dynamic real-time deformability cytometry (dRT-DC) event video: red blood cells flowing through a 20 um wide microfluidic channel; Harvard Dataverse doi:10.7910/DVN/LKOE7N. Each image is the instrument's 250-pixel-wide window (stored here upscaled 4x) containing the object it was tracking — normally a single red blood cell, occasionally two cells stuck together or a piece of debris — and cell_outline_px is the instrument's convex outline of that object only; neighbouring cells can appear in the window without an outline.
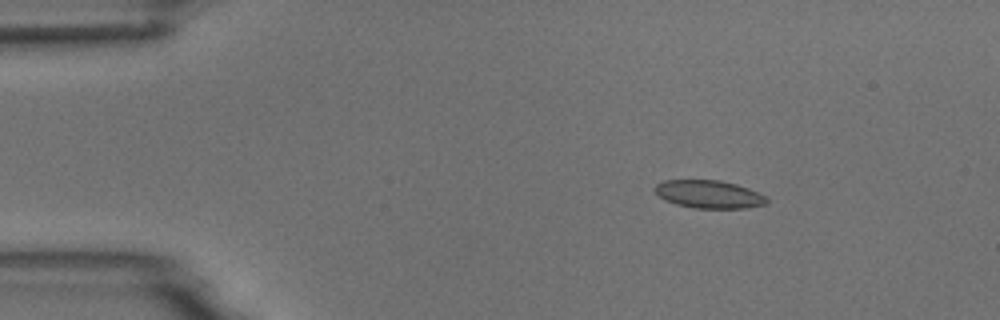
{"species": "common noctule bat (a hibernating species)", "species_latin": "Nyctalus noctula", "temperature_condition": "room temperature", "stored_images_in_passage": 4, "camera_frame_rate_fps": 3000, "um_per_image_px": 0.085, "animal": {"sex": "male", "body_mass_g": 18.8}, "frame": {"image": 1, "passage_image": 2, "time_ms": 2.0, "image_size_px": [1000, 320], "cell_outline_px": [[768, 204], [748, 208], [692, 208], [676, 204], [664, 200], [652, 188], [656, 184], [664, 180], [720, 180], [736, 184], [748, 188], [764, 196], [768, 200]], "centroid_in_image_um": [60.24, 16.51], "position_along_channel_um": 24.8, "area_um2": 18.26}}